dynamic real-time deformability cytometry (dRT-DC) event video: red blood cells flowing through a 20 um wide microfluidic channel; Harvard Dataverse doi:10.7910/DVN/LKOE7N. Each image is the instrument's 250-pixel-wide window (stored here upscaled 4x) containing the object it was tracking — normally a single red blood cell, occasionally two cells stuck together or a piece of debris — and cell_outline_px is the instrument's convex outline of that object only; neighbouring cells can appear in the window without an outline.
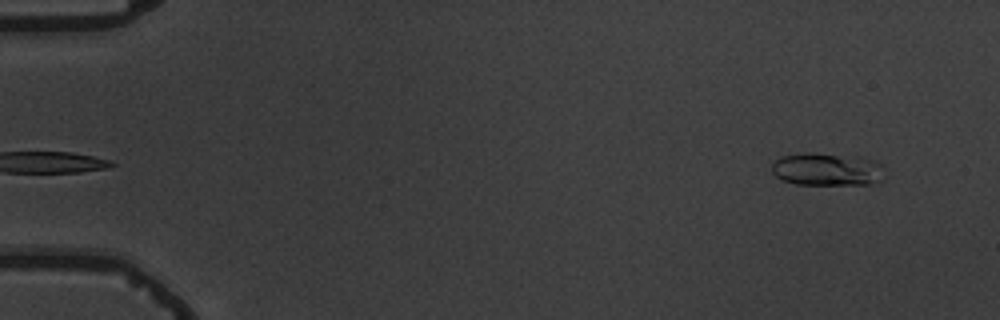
{"species": "common noctule bat (a hibernating species)", "species_latin": "Nyctalus noctula", "temperature_condition": "warm", "stored_images_in_passage": 6, "camera_frame_rate_fps": 3000, "um_per_image_px": 0.085, "animal": {"sex": "male", "body_mass_g": 19.5, "forearm_length_mm": 54.6}, "frame": {"image": 1, "passage_image": 6, "time_ms": 6.667, "image_size_px": [1000, 320], "cell_outline_px": [[884, 180], [868, 184], [796, 184], [784, 180], [776, 176], [772, 172], [772, 164], [780, 156], [804, 152], [812, 152], [856, 156], [872, 160], [880, 164]], "centroid_in_image_um": [70.27, 14.38], "position_along_channel_um": 14.7, "area_um2": 21.56}}